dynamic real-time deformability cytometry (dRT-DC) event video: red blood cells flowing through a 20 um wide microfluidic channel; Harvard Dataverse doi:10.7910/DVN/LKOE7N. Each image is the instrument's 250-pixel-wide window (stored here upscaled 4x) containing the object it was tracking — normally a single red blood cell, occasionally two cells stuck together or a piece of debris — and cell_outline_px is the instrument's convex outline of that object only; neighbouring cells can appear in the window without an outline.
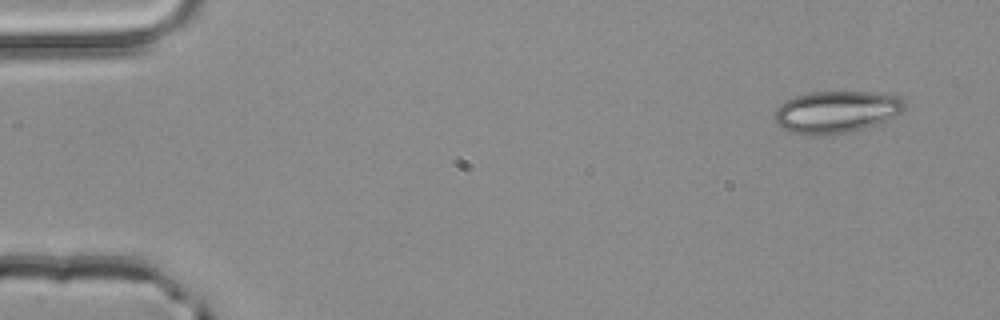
{"species": "common noctule bat (a hibernating species)", "species_latin": "Nyctalus noctula", "temperature_condition": "room temperature", "stored_images_in_passage": 3, "camera_frame_rate_fps": 3000, "um_per_image_px": 0.085, "animal": {"sex": "male", "body_mass_g": 20.4}, "frame": {"image": 1, "passage_image": 1, "time_ms": 0.0, "image_size_px": [1000, 320], "cell_outline_px": [[904, 112], [880, 124], [852, 132], [824, 136], [804, 136], [792, 132], [784, 128], [772, 116], [776, 108], [784, 100], [796, 96], [812, 92], [876, 92], [904, 96]], "centroid_in_image_um": [71.13, 9.52], "position_along_channel_um": 13.9, "area_um2": 32.66}}